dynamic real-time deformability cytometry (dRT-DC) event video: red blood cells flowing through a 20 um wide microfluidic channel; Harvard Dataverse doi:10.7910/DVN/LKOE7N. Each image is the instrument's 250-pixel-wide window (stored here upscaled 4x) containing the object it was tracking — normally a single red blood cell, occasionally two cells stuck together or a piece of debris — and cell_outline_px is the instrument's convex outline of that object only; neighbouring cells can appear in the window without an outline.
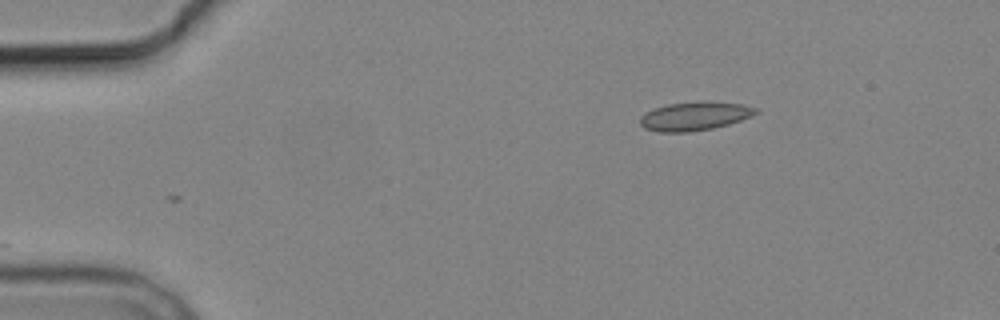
{"species": "common noctule bat (a hibernating species)", "species_latin": "Nyctalus noctula", "temperature_condition": "cold", "stored_images_in_passage": 4, "camera_frame_rate_fps": 3000, "um_per_image_px": 0.085, "animal": {"sex": "male", "body_mass_g": 19.2, "forearm_length_mm": 51.8}, "frame": {"image": 1, "passage_image": 1, "time_ms": 0.0, "image_size_px": [1000, 320], "cell_outline_px": [[760, 112], [752, 116], [728, 124], [712, 128], [688, 132], [660, 132], [644, 128], [640, 124], [640, 116], [644, 112], [652, 108], [668, 104], [704, 100], [744, 104], [760, 108]], "centroid_in_image_um": [59.07, 9.85], "position_along_channel_um": 25.9, "area_um2": 19.71}}
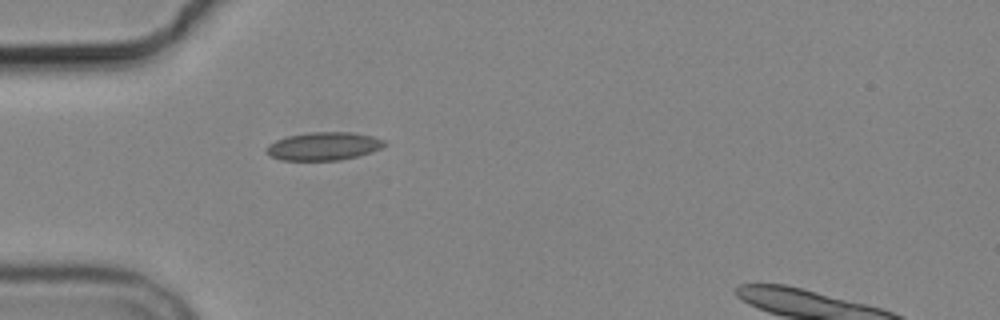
{"frame": {"image": 2, "passage_image": 3, "time_ms": 2.667, "image_size_px": [1000, 320], "cell_outline_px": [[388, 144], [380, 148], [356, 156], [340, 160], [280, 160], [264, 152], [264, 148], [268, 144], [276, 140], [288, 136], [312, 132], [352, 132], [372, 136], [388, 140]], "centroid_in_image_um": [27.5, 12.42], "position_along_channel_um": 57.5, "area_um2": 19.36}}